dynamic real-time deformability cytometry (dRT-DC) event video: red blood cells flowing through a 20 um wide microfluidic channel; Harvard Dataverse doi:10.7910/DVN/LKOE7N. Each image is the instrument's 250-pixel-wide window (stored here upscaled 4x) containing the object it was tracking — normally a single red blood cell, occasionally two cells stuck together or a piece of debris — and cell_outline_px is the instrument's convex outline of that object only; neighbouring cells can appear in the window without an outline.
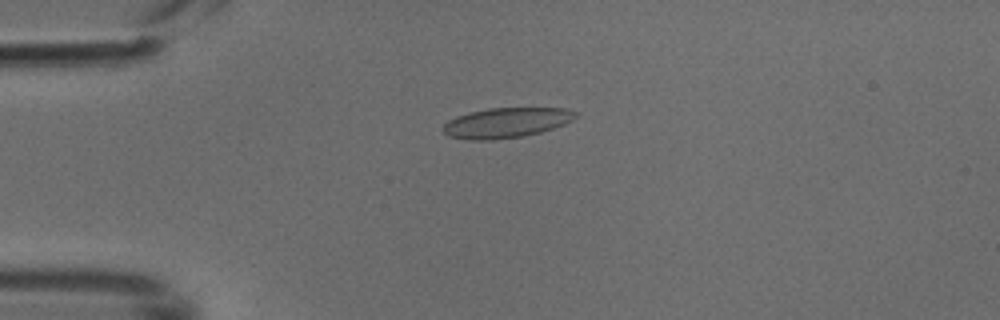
{"species": "common noctule bat (a hibernating species)", "species_latin": "Nyctalus noctula", "temperature_condition": "cold", "stored_images_in_passage": 3, "camera_frame_rate_fps": 3000, "um_per_image_px": 0.085, "animal": {"sex": "male", "body_mass_g": 18.8}, "frame": {"image": 1, "passage_image": 1, "time_ms": 0.0, "image_size_px": [1000, 320], "cell_outline_px": [[576, 116], [572, 120], [564, 124], [540, 132], [524, 136], [492, 140], [468, 140], [448, 136], [440, 128], [448, 120], [456, 116], [468, 112], [488, 108], [564, 108], [576, 112]], "centroid_in_image_um": [42.97, 10.43], "position_along_channel_um": 42.0, "area_um2": 23.29}}
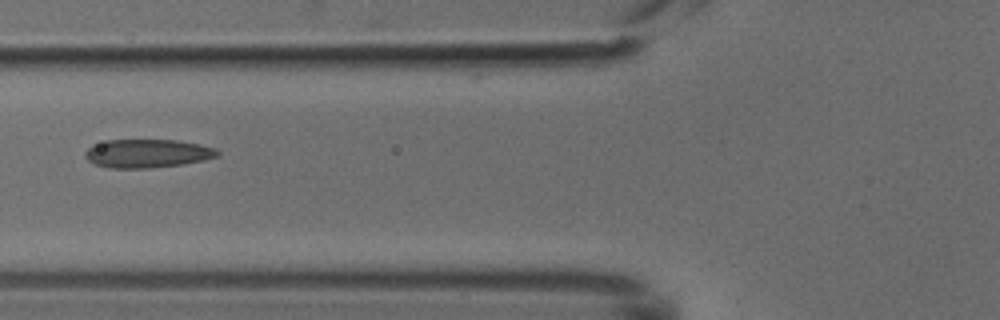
{"frame": {"image": 2, "passage_image": 3, "time_ms": 0.667, "image_size_px": [1000, 320], "cell_outline_px": [[220, 156], [204, 160], [184, 164], [148, 168], [108, 168], [96, 164], [88, 160], [84, 156], [84, 152], [88, 148], [108, 140], [176, 140], [200, 144], [216, 148], [220, 152]], "centroid_in_image_um": [12.58, 13.05], "position_along_channel_um": 113.2, "area_um2": 21.96}}